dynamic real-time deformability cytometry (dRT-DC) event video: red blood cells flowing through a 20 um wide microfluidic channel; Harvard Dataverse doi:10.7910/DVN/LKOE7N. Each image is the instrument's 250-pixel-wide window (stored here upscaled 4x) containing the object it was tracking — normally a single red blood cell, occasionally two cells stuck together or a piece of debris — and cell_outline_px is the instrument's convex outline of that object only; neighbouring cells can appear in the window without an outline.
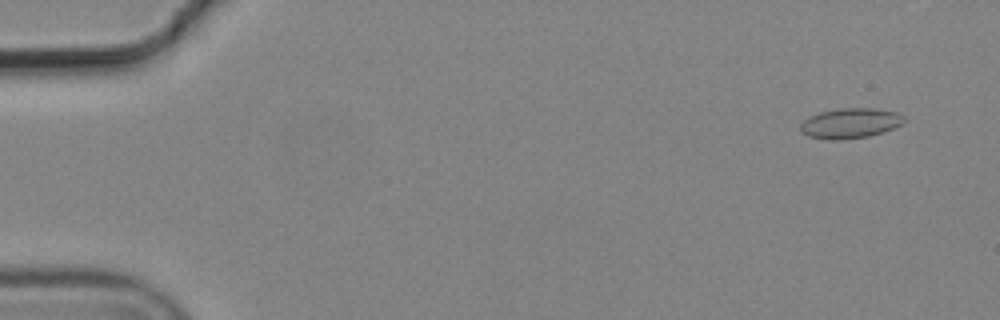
{"species": "common noctule bat (a hibernating species)", "species_latin": "Nyctalus noctula", "temperature_condition": "cold", "stored_images_in_passage": 6, "camera_frame_rate_fps": 3000, "um_per_image_px": 0.085, "animal": {"sex": "male", "body_mass_g": 19.2, "forearm_length_mm": 51.8}, "frame": {"image": 1, "passage_image": 2, "time_ms": 0.333, "image_size_px": [1000, 320], "cell_outline_px": [[904, 124], [884, 132], [868, 136], [840, 140], [828, 140], [808, 136], [800, 132], [800, 124], [808, 116], [820, 112], [840, 108], [876, 108], [896, 112], [904, 116]], "centroid_in_image_um": [72.26, 10.47], "position_along_channel_um": 12.7, "area_um2": 18.44}}
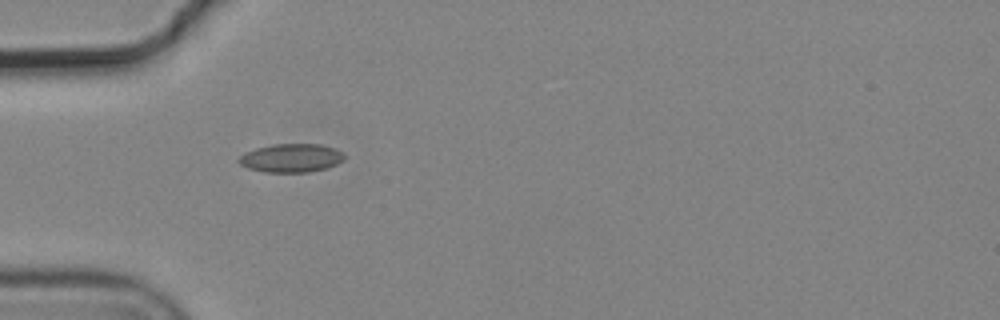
{"frame": {"image": 2, "passage_image": 5, "time_ms": 1.333, "image_size_px": [1000, 320], "cell_outline_px": [[344, 160], [328, 168], [308, 172], [264, 172], [248, 168], [240, 164], [236, 160], [244, 152], [256, 148], [272, 144], [320, 144], [336, 148], [344, 152]], "centroid_in_image_um": [24.76, 13.42], "position_along_channel_um": 60.2, "area_um2": 17.74}}
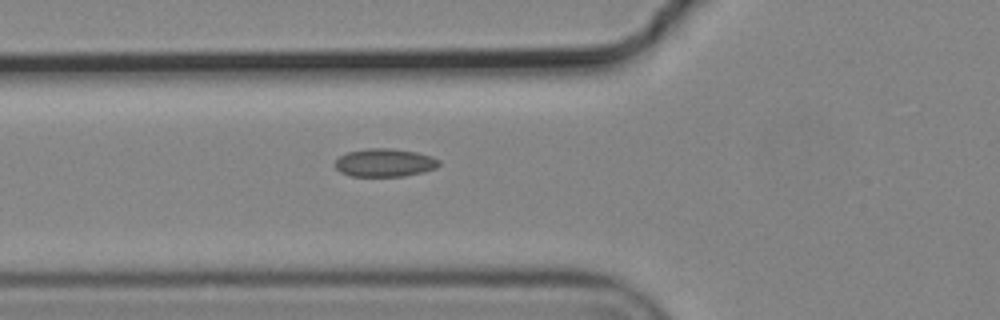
{"frame": {"image": 3, "passage_image": 6, "time_ms": 1.667, "image_size_px": [1000, 320], "cell_outline_px": [[440, 164], [436, 168], [424, 172], [404, 176], [352, 176], [340, 172], [332, 164], [340, 156], [348, 152], [368, 148], [392, 148], [416, 152], [432, 156], [440, 160]], "centroid_in_image_um": [32.7, 13.83], "position_along_channel_um": 93.1, "area_um2": 17.17}}